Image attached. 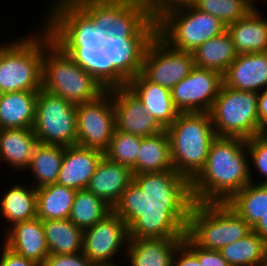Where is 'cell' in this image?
<instances>
[{"label": "cell", "mask_w": 267, "mask_h": 266, "mask_svg": "<svg viewBox=\"0 0 267 266\" xmlns=\"http://www.w3.org/2000/svg\"><path fill=\"white\" fill-rule=\"evenodd\" d=\"M252 230L256 232L267 243V215L258 222Z\"/></svg>", "instance_id": "cell-48"}, {"label": "cell", "mask_w": 267, "mask_h": 266, "mask_svg": "<svg viewBox=\"0 0 267 266\" xmlns=\"http://www.w3.org/2000/svg\"><path fill=\"white\" fill-rule=\"evenodd\" d=\"M38 91L0 94V129L33 128Z\"/></svg>", "instance_id": "cell-24"}, {"label": "cell", "mask_w": 267, "mask_h": 266, "mask_svg": "<svg viewBox=\"0 0 267 266\" xmlns=\"http://www.w3.org/2000/svg\"><path fill=\"white\" fill-rule=\"evenodd\" d=\"M246 140L216 137L204 167L191 180L195 203H226L253 180Z\"/></svg>", "instance_id": "cell-2"}, {"label": "cell", "mask_w": 267, "mask_h": 266, "mask_svg": "<svg viewBox=\"0 0 267 266\" xmlns=\"http://www.w3.org/2000/svg\"><path fill=\"white\" fill-rule=\"evenodd\" d=\"M103 44L83 45V47H59L83 70L98 82V58Z\"/></svg>", "instance_id": "cell-38"}, {"label": "cell", "mask_w": 267, "mask_h": 266, "mask_svg": "<svg viewBox=\"0 0 267 266\" xmlns=\"http://www.w3.org/2000/svg\"><path fill=\"white\" fill-rule=\"evenodd\" d=\"M260 9L250 10L244 17L227 26L238 54L267 52V18Z\"/></svg>", "instance_id": "cell-22"}, {"label": "cell", "mask_w": 267, "mask_h": 266, "mask_svg": "<svg viewBox=\"0 0 267 266\" xmlns=\"http://www.w3.org/2000/svg\"><path fill=\"white\" fill-rule=\"evenodd\" d=\"M111 210L108 204L87 189L77 190L68 219L84 231L101 221Z\"/></svg>", "instance_id": "cell-35"}, {"label": "cell", "mask_w": 267, "mask_h": 266, "mask_svg": "<svg viewBox=\"0 0 267 266\" xmlns=\"http://www.w3.org/2000/svg\"><path fill=\"white\" fill-rule=\"evenodd\" d=\"M183 242L196 254L202 266H230L218 250L201 248L187 235L184 236Z\"/></svg>", "instance_id": "cell-41"}, {"label": "cell", "mask_w": 267, "mask_h": 266, "mask_svg": "<svg viewBox=\"0 0 267 266\" xmlns=\"http://www.w3.org/2000/svg\"><path fill=\"white\" fill-rule=\"evenodd\" d=\"M42 89L74 105L97 99L105 90L57 45L44 28Z\"/></svg>", "instance_id": "cell-4"}, {"label": "cell", "mask_w": 267, "mask_h": 266, "mask_svg": "<svg viewBox=\"0 0 267 266\" xmlns=\"http://www.w3.org/2000/svg\"><path fill=\"white\" fill-rule=\"evenodd\" d=\"M251 231L250 225L227 203H195L190 212L187 236L201 248L219 251Z\"/></svg>", "instance_id": "cell-6"}, {"label": "cell", "mask_w": 267, "mask_h": 266, "mask_svg": "<svg viewBox=\"0 0 267 266\" xmlns=\"http://www.w3.org/2000/svg\"><path fill=\"white\" fill-rule=\"evenodd\" d=\"M147 6L151 17L156 20L165 12L187 5H192L195 0H142Z\"/></svg>", "instance_id": "cell-43"}, {"label": "cell", "mask_w": 267, "mask_h": 266, "mask_svg": "<svg viewBox=\"0 0 267 266\" xmlns=\"http://www.w3.org/2000/svg\"><path fill=\"white\" fill-rule=\"evenodd\" d=\"M246 148L252 160L250 164L265 177L259 184H267V134H257L247 139Z\"/></svg>", "instance_id": "cell-40"}, {"label": "cell", "mask_w": 267, "mask_h": 266, "mask_svg": "<svg viewBox=\"0 0 267 266\" xmlns=\"http://www.w3.org/2000/svg\"><path fill=\"white\" fill-rule=\"evenodd\" d=\"M172 266H202L196 254L182 241L174 252Z\"/></svg>", "instance_id": "cell-44"}, {"label": "cell", "mask_w": 267, "mask_h": 266, "mask_svg": "<svg viewBox=\"0 0 267 266\" xmlns=\"http://www.w3.org/2000/svg\"><path fill=\"white\" fill-rule=\"evenodd\" d=\"M4 234L3 244L6 247L40 266L43 265L49 249L41 219L15 223Z\"/></svg>", "instance_id": "cell-19"}, {"label": "cell", "mask_w": 267, "mask_h": 266, "mask_svg": "<svg viewBox=\"0 0 267 266\" xmlns=\"http://www.w3.org/2000/svg\"><path fill=\"white\" fill-rule=\"evenodd\" d=\"M150 17L142 0H112L111 31L107 35L132 36Z\"/></svg>", "instance_id": "cell-33"}, {"label": "cell", "mask_w": 267, "mask_h": 266, "mask_svg": "<svg viewBox=\"0 0 267 266\" xmlns=\"http://www.w3.org/2000/svg\"><path fill=\"white\" fill-rule=\"evenodd\" d=\"M223 85L256 93L267 90V52L238 54L223 74Z\"/></svg>", "instance_id": "cell-17"}, {"label": "cell", "mask_w": 267, "mask_h": 266, "mask_svg": "<svg viewBox=\"0 0 267 266\" xmlns=\"http://www.w3.org/2000/svg\"><path fill=\"white\" fill-rule=\"evenodd\" d=\"M192 54L195 67L214 70L222 75L238 56L232 38L227 31L207 40Z\"/></svg>", "instance_id": "cell-27"}, {"label": "cell", "mask_w": 267, "mask_h": 266, "mask_svg": "<svg viewBox=\"0 0 267 266\" xmlns=\"http://www.w3.org/2000/svg\"><path fill=\"white\" fill-rule=\"evenodd\" d=\"M258 115L260 120V134H267V90L259 92Z\"/></svg>", "instance_id": "cell-46"}, {"label": "cell", "mask_w": 267, "mask_h": 266, "mask_svg": "<svg viewBox=\"0 0 267 266\" xmlns=\"http://www.w3.org/2000/svg\"><path fill=\"white\" fill-rule=\"evenodd\" d=\"M37 143L33 128L0 129V161L23 172Z\"/></svg>", "instance_id": "cell-25"}, {"label": "cell", "mask_w": 267, "mask_h": 266, "mask_svg": "<svg viewBox=\"0 0 267 266\" xmlns=\"http://www.w3.org/2000/svg\"><path fill=\"white\" fill-rule=\"evenodd\" d=\"M109 91L114 106L115 129L140 137L155 135L165 130L127 86Z\"/></svg>", "instance_id": "cell-16"}, {"label": "cell", "mask_w": 267, "mask_h": 266, "mask_svg": "<svg viewBox=\"0 0 267 266\" xmlns=\"http://www.w3.org/2000/svg\"><path fill=\"white\" fill-rule=\"evenodd\" d=\"M156 34L157 21L150 17L132 36L107 35V91L126 87L142 72L146 49Z\"/></svg>", "instance_id": "cell-9"}, {"label": "cell", "mask_w": 267, "mask_h": 266, "mask_svg": "<svg viewBox=\"0 0 267 266\" xmlns=\"http://www.w3.org/2000/svg\"><path fill=\"white\" fill-rule=\"evenodd\" d=\"M0 68H1V46H0Z\"/></svg>", "instance_id": "cell-51"}, {"label": "cell", "mask_w": 267, "mask_h": 266, "mask_svg": "<svg viewBox=\"0 0 267 266\" xmlns=\"http://www.w3.org/2000/svg\"><path fill=\"white\" fill-rule=\"evenodd\" d=\"M223 85V75L194 67L171 89L173 103L180 113L210 112Z\"/></svg>", "instance_id": "cell-15"}, {"label": "cell", "mask_w": 267, "mask_h": 266, "mask_svg": "<svg viewBox=\"0 0 267 266\" xmlns=\"http://www.w3.org/2000/svg\"><path fill=\"white\" fill-rule=\"evenodd\" d=\"M192 5L217 17L226 26L235 23L251 10L243 0H195Z\"/></svg>", "instance_id": "cell-37"}, {"label": "cell", "mask_w": 267, "mask_h": 266, "mask_svg": "<svg viewBox=\"0 0 267 266\" xmlns=\"http://www.w3.org/2000/svg\"><path fill=\"white\" fill-rule=\"evenodd\" d=\"M132 181L133 173L130 168L103 156L86 189L113 209Z\"/></svg>", "instance_id": "cell-20"}, {"label": "cell", "mask_w": 267, "mask_h": 266, "mask_svg": "<svg viewBox=\"0 0 267 266\" xmlns=\"http://www.w3.org/2000/svg\"><path fill=\"white\" fill-rule=\"evenodd\" d=\"M127 87L164 129H167L179 115L180 112L171 97V90L149 81L142 73L132 78Z\"/></svg>", "instance_id": "cell-21"}, {"label": "cell", "mask_w": 267, "mask_h": 266, "mask_svg": "<svg viewBox=\"0 0 267 266\" xmlns=\"http://www.w3.org/2000/svg\"><path fill=\"white\" fill-rule=\"evenodd\" d=\"M32 35V36H31ZM44 27L12 42L1 44L0 94L39 91L42 88Z\"/></svg>", "instance_id": "cell-5"}, {"label": "cell", "mask_w": 267, "mask_h": 266, "mask_svg": "<svg viewBox=\"0 0 267 266\" xmlns=\"http://www.w3.org/2000/svg\"><path fill=\"white\" fill-rule=\"evenodd\" d=\"M258 95L222 85L209 112L216 136L247 140L260 134Z\"/></svg>", "instance_id": "cell-8"}, {"label": "cell", "mask_w": 267, "mask_h": 266, "mask_svg": "<svg viewBox=\"0 0 267 266\" xmlns=\"http://www.w3.org/2000/svg\"><path fill=\"white\" fill-rule=\"evenodd\" d=\"M63 154L62 145L37 143L26 169L35 178V189L57 182Z\"/></svg>", "instance_id": "cell-30"}, {"label": "cell", "mask_w": 267, "mask_h": 266, "mask_svg": "<svg viewBox=\"0 0 267 266\" xmlns=\"http://www.w3.org/2000/svg\"><path fill=\"white\" fill-rule=\"evenodd\" d=\"M15 183L0 198V213L6 222L13 224L37 218L36 189L31 185Z\"/></svg>", "instance_id": "cell-28"}, {"label": "cell", "mask_w": 267, "mask_h": 266, "mask_svg": "<svg viewBox=\"0 0 267 266\" xmlns=\"http://www.w3.org/2000/svg\"><path fill=\"white\" fill-rule=\"evenodd\" d=\"M194 204L191 180L172 169L133 175L113 210L129 239L184 238Z\"/></svg>", "instance_id": "cell-1"}, {"label": "cell", "mask_w": 267, "mask_h": 266, "mask_svg": "<svg viewBox=\"0 0 267 266\" xmlns=\"http://www.w3.org/2000/svg\"><path fill=\"white\" fill-rule=\"evenodd\" d=\"M76 107L44 89L38 91L33 126L40 143L72 146L77 143Z\"/></svg>", "instance_id": "cell-11"}, {"label": "cell", "mask_w": 267, "mask_h": 266, "mask_svg": "<svg viewBox=\"0 0 267 266\" xmlns=\"http://www.w3.org/2000/svg\"><path fill=\"white\" fill-rule=\"evenodd\" d=\"M183 238L129 239V266H172V258Z\"/></svg>", "instance_id": "cell-23"}, {"label": "cell", "mask_w": 267, "mask_h": 266, "mask_svg": "<svg viewBox=\"0 0 267 266\" xmlns=\"http://www.w3.org/2000/svg\"><path fill=\"white\" fill-rule=\"evenodd\" d=\"M42 266H96L82 252L76 254H49Z\"/></svg>", "instance_id": "cell-42"}, {"label": "cell", "mask_w": 267, "mask_h": 266, "mask_svg": "<svg viewBox=\"0 0 267 266\" xmlns=\"http://www.w3.org/2000/svg\"><path fill=\"white\" fill-rule=\"evenodd\" d=\"M157 34L170 46L194 52L207 40L227 31L217 17L200 11L193 5L171 9L157 20Z\"/></svg>", "instance_id": "cell-7"}, {"label": "cell", "mask_w": 267, "mask_h": 266, "mask_svg": "<svg viewBox=\"0 0 267 266\" xmlns=\"http://www.w3.org/2000/svg\"><path fill=\"white\" fill-rule=\"evenodd\" d=\"M96 25L111 31L112 0H72Z\"/></svg>", "instance_id": "cell-39"}, {"label": "cell", "mask_w": 267, "mask_h": 266, "mask_svg": "<svg viewBox=\"0 0 267 266\" xmlns=\"http://www.w3.org/2000/svg\"><path fill=\"white\" fill-rule=\"evenodd\" d=\"M128 241L126 222L112 209L101 221L84 230L82 253L96 266H118L114 258L120 249L125 251Z\"/></svg>", "instance_id": "cell-14"}, {"label": "cell", "mask_w": 267, "mask_h": 266, "mask_svg": "<svg viewBox=\"0 0 267 266\" xmlns=\"http://www.w3.org/2000/svg\"><path fill=\"white\" fill-rule=\"evenodd\" d=\"M103 156L104 153L96 149L84 148L79 145L64 146L63 159L56 183L75 190L86 189Z\"/></svg>", "instance_id": "cell-18"}, {"label": "cell", "mask_w": 267, "mask_h": 266, "mask_svg": "<svg viewBox=\"0 0 267 266\" xmlns=\"http://www.w3.org/2000/svg\"><path fill=\"white\" fill-rule=\"evenodd\" d=\"M247 5H248V7H250V9L251 10H253V9H259V8H257V6H255V2L256 1H259V0H243ZM266 1V0H265ZM254 5V6H253Z\"/></svg>", "instance_id": "cell-49"}, {"label": "cell", "mask_w": 267, "mask_h": 266, "mask_svg": "<svg viewBox=\"0 0 267 266\" xmlns=\"http://www.w3.org/2000/svg\"><path fill=\"white\" fill-rule=\"evenodd\" d=\"M194 67L191 52L173 48L156 34L146 49L141 73L149 81L171 90Z\"/></svg>", "instance_id": "cell-12"}, {"label": "cell", "mask_w": 267, "mask_h": 266, "mask_svg": "<svg viewBox=\"0 0 267 266\" xmlns=\"http://www.w3.org/2000/svg\"><path fill=\"white\" fill-rule=\"evenodd\" d=\"M256 183L247 184L226 202L251 228L267 215V184Z\"/></svg>", "instance_id": "cell-31"}, {"label": "cell", "mask_w": 267, "mask_h": 266, "mask_svg": "<svg viewBox=\"0 0 267 266\" xmlns=\"http://www.w3.org/2000/svg\"><path fill=\"white\" fill-rule=\"evenodd\" d=\"M77 143L84 148L107 150L115 130V113L111 92L76 107Z\"/></svg>", "instance_id": "cell-13"}, {"label": "cell", "mask_w": 267, "mask_h": 266, "mask_svg": "<svg viewBox=\"0 0 267 266\" xmlns=\"http://www.w3.org/2000/svg\"><path fill=\"white\" fill-rule=\"evenodd\" d=\"M166 131L173 169L192 180L204 167L210 145L217 137L210 113H179Z\"/></svg>", "instance_id": "cell-3"}, {"label": "cell", "mask_w": 267, "mask_h": 266, "mask_svg": "<svg viewBox=\"0 0 267 266\" xmlns=\"http://www.w3.org/2000/svg\"><path fill=\"white\" fill-rule=\"evenodd\" d=\"M260 266H267V249L265 251V255L264 258L262 259Z\"/></svg>", "instance_id": "cell-50"}, {"label": "cell", "mask_w": 267, "mask_h": 266, "mask_svg": "<svg viewBox=\"0 0 267 266\" xmlns=\"http://www.w3.org/2000/svg\"><path fill=\"white\" fill-rule=\"evenodd\" d=\"M170 140L166 129L155 135L142 137L134 175L172 170Z\"/></svg>", "instance_id": "cell-26"}, {"label": "cell", "mask_w": 267, "mask_h": 266, "mask_svg": "<svg viewBox=\"0 0 267 266\" xmlns=\"http://www.w3.org/2000/svg\"><path fill=\"white\" fill-rule=\"evenodd\" d=\"M267 243L253 230L240 240L219 250L230 266H260Z\"/></svg>", "instance_id": "cell-34"}, {"label": "cell", "mask_w": 267, "mask_h": 266, "mask_svg": "<svg viewBox=\"0 0 267 266\" xmlns=\"http://www.w3.org/2000/svg\"><path fill=\"white\" fill-rule=\"evenodd\" d=\"M49 254L82 252L84 231L69 219L42 221Z\"/></svg>", "instance_id": "cell-32"}, {"label": "cell", "mask_w": 267, "mask_h": 266, "mask_svg": "<svg viewBox=\"0 0 267 266\" xmlns=\"http://www.w3.org/2000/svg\"><path fill=\"white\" fill-rule=\"evenodd\" d=\"M98 83L107 91V57L106 49L103 48L99 52L98 58Z\"/></svg>", "instance_id": "cell-47"}, {"label": "cell", "mask_w": 267, "mask_h": 266, "mask_svg": "<svg viewBox=\"0 0 267 266\" xmlns=\"http://www.w3.org/2000/svg\"><path fill=\"white\" fill-rule=\"evenodd\" d=\"M142 137L114 130L113 136L104 156L113 162L124 165L132 170L140 150Z\"/></svg>", "instance_id": "cell-36"}, {"label": "cell", "mask_w": 267, "mask_h": 266, "mask_svg": "<svg viewBox=\"0 0 267 266\" xmlns=\"http://www.w3.org/2000/svg\"><path fill=\"white\" fill-rule=\"evenodd\" d=\"M0 256V266H40L34 261L15 253L5 245H3Z\"/></svg>", "instance_id": "cell-45"}, {"label": "cell", "mask_w": 267, "mask_h": 266, "mask_svg": "<svg viewBox=\"0 0 267 266\" xmlns=\"http://www.w3.org/2000/svg\"><path fill=\"white\" fill-rule=\"evenodd\" d=\"M42 26L58 47L106 44L107 31L96 25L72 0H54Z\"/></svg>", "instance_id": "cell-10"}, {"label": "cell", "mask_w": 267, "mask_h": 266, "mask_svg": "<svg viewBox=\"0 0 267 266\" xmlns=\"http://www.w3.org/2000/svg\"><path fill=\"white\" fill-rule=\"evenodd\" d=\"M76 191L57 183L37 188V218L42 221L68 219Z\"/></svg>", "instance_id": "cell-29"}]
</instances>
